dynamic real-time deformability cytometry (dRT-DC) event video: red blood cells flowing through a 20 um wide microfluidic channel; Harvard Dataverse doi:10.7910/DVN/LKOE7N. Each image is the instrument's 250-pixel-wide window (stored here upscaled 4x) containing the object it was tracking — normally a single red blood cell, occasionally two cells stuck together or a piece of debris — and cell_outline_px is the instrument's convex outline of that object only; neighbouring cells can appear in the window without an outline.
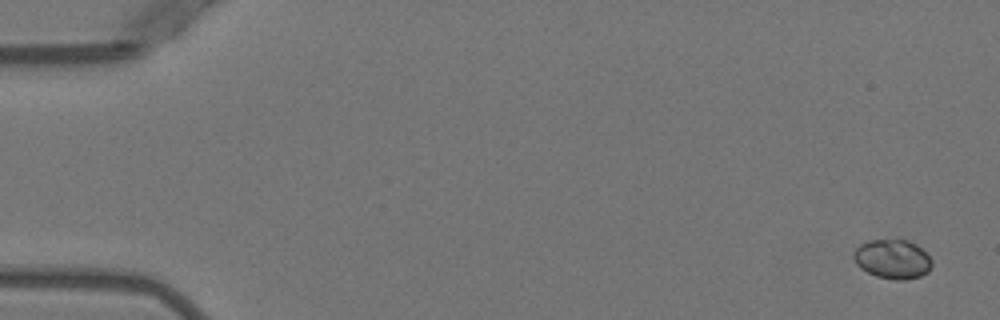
{"species": "Egyptian fruit bat (a non-hibernating species)", "species_latin": "Rousettus aegyptiacus", "temperature_condition": "warm", "stored_images_in_passage": 5, "camera_frame_rate_fps": 3000, "um_per_image_px": 0.085, "animal": {"sex": "female"}, "frame": {"image": 1, "passage_image": 1, "time_ms": 0.0, "image_size_px": [1000, 320], "cell_outline_px": [[932, 264], [928, 272], [920, 276], [904, 280], [896, 280], [876, 276], [860, 268], [856, 264], [852, 256], [856, 248], [860, 244], [868, 240], [908, 240], [916, 244], [932, 260]], "centroid_in_image_um": [75.85, 22.03], "position_along_channel_um": 9.2, "area_um2": 17.86}}